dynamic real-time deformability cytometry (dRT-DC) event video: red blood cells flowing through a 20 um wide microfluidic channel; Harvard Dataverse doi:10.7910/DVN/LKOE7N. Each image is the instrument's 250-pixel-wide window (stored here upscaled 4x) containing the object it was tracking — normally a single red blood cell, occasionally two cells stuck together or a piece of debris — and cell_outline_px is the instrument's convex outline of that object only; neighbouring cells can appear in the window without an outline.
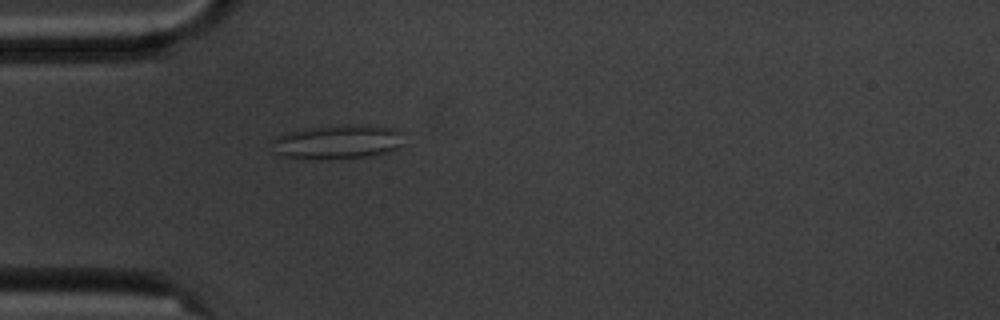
{"species": "common noctule bat (a hibernating species)", "species_latin": "Nyctalus noctula", "temperature_condition": "cold", "stored_images_in_passage": 5, "camera_frame_rate_fps": 3000, "um_per_image_px": 0.085, "animal": {"sex": "male", "body_mass_g": 20.1, "forearm_length_mm": 53.5}, "frame": {"image": 1, "passage_image": 5, "time_ms": 4.667, "image_size_px": [1000, 320], "cell_outline_px": [[400, 144], [396, 148], [388, 152], [368, 156], [280, 156], [272, 152], [272, 140], [276, 136], [288, 132], [304, 128], [344, 124], [352, 124], [396, 128], [400, 132]], "centroid_in_image_um": [28.66, 12.0], "position_along_channel_um": 56.3, "area_um2": 25.2}}